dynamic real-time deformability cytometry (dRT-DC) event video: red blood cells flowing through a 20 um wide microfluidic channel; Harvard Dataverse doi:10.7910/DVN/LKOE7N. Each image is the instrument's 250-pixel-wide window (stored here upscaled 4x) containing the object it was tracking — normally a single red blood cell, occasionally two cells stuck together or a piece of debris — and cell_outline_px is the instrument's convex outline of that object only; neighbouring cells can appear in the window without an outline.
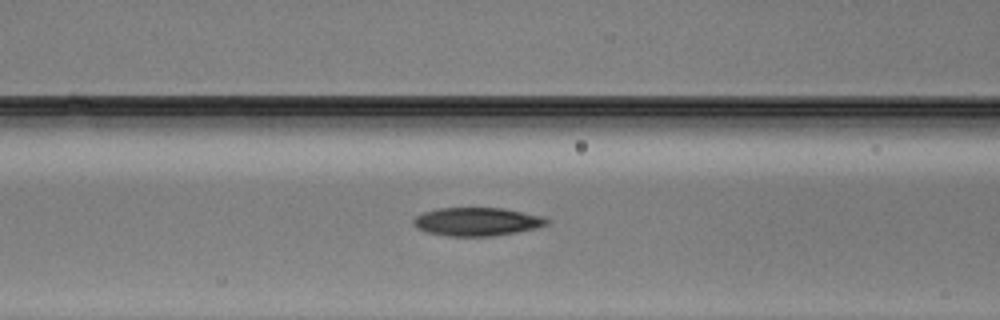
{"species": "Egyptian fruit bat (a non-hibernating species)", "species_latin": "Rousettus aegyptiacus", "temperature_condition": "warm", "stored_images_in_passage": 25, "camera_frame_rate_fps": 3000, "um_per_image_px": 0.085, "animal": {"sex": "male"}, "frame": {"image": 1, "passage_image": 5, "time_ms": 1.333, "image_size_px": [1000, 320], "cell_outline_px": [[548, 224], [516, 232], [492, 236], [448, 236], [428, 232], [416, 228], [412, 224], [412, 220], [416, 216], [424, 212], [440, 208], [500, 208], [544, 216], [548, 220]], "centroid_in_image_um": [40.5, 18.84], "position_along_channel_um": 126.1, "area_um2": 21.79}}
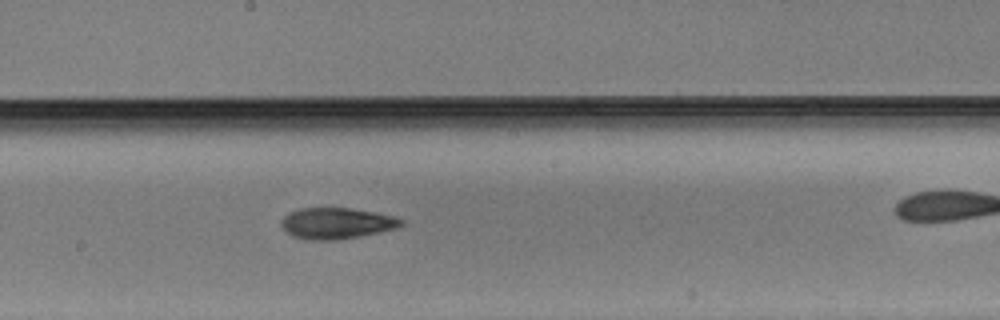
{"frame": {"image": 2, "passage_image": 12, "time_ms": 3.667, "image_size_px": [1000, 320], "cell_outline_px": [[404, 224], [396, 228], [360, 236], [336, 240], [308, 240], [292, 236], [280, 224], [280, 220], [288, 212], [300, 208], [352, 208], [376, 212], [392, 216], [404, 220]], "centroid_in_image_um": [28.59, 18.97], "position_along_channel_um": 219.6, "area_um2": 21.79}}
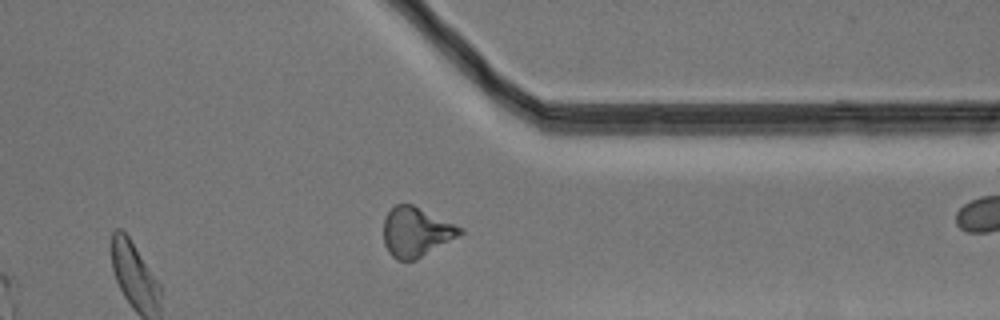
{"frame": {"image": 3, "passage_image": 24, "time_ms": 7.667, "image_size_px": [1000, 320], "cell_outline_px": [[464, 232], [416, 260], [396, 260], [388, 252], [384, 244], [384, 216], [396, 204], [412, 204], [464, 228]], "centroid_in_image_um": [35.35, 19.71], "position_along_channel_um": 376.1, "area_um2": 21.91}}